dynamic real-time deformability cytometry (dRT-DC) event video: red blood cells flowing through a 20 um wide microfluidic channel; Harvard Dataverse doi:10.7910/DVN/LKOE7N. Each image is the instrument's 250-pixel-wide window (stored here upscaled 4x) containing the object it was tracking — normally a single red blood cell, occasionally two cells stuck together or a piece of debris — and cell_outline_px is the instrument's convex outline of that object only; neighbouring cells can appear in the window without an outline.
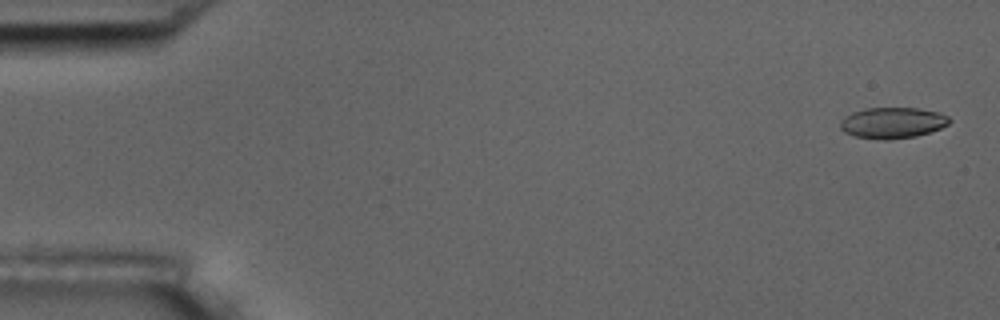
{"species": "common noctule bat (a hibernating species)", "species_latin": "Nyctalus noctula", "temperature_condition": "room temperature", "stored_images_in_passage": 4, "camera_frame_rate_fps": 3000, "um_per_image_px": 0.085, "animal": {"sex": "male", "body_mass_g": 17.5, "forearm_length_mm": 52.3}, "frame": {"image": 1, "passage_image": 1, "time_ms": 0.0, "image_size_px": [1000, 320], "cell_outline_px": [[952, 120], [948, 124], [940, 128], [916, 136], [888, 140], [884, 140], [856, 136], [844, 132], [840, 128], [840, 120], [844, 116], [852, 112], [864, 108], [916, 108], [940, 112], [948, 116]], "centroid_in_image_um": [75.85, 10.43], "position_along_channel_um": 9.1, "area_um2": 19.77}}